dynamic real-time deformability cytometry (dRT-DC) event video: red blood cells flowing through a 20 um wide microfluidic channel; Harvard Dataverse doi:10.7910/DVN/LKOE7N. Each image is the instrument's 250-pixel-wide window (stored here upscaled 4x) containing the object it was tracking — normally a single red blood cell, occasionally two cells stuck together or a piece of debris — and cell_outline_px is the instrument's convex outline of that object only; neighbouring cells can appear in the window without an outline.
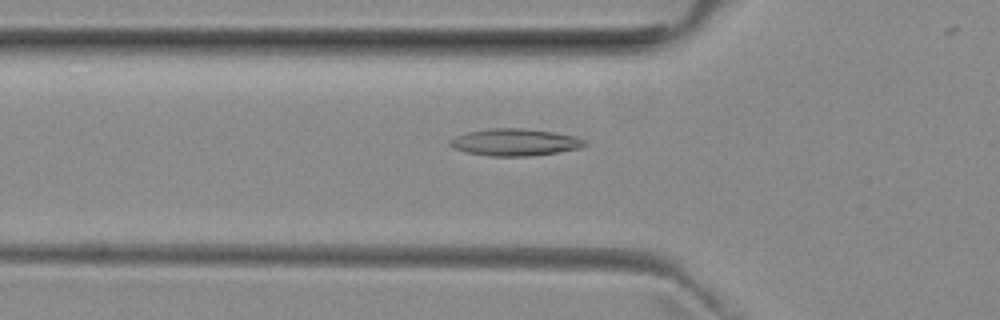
{"species": "common noctule bat (a hibernating species)", "species_latin": "Nyctalus noctula", "temperature_condition": "room temperature", "stored_images_in_passage": 30, "camera_frame_rate_fps": 3000, "um_per_image_px": 0.085, "animal": {"sex": "female", "body_mass_g": 29.2, "forearm_length_mm": 56.3}, "frame": {"image": 1, "passage_image": 2, "time_ms": 0.333, "image_size_px": [1000, 320], "cell_outline_px": [[588, 144], [580, 148], [556, 152], [528, 156], [488, 156], [468, 152], [456, 148], [448, 144], [448, 140], [456, 136], [468, 132], [488, 128], [520, 128], [556, 132], [576, 136], [584, 140]], "centroid_in_image_um": [43.78, 12.08], "position_along_channel_um": 82.0, "area_um2": 21.15}}
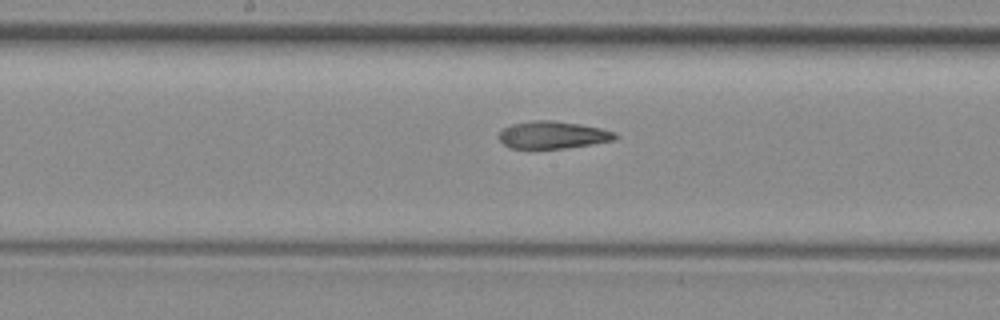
{"frame": {"image": 2, "passage_image": 11, "time_ms": 3.333, "image_size_px": [1000, 320], "cell_outline_px": [[620, 136], [612, 140], [592, 144], [564, 148], [508, 148], [496, 136], [504, 128], [512, 124], [532, 120], [552, 120], [580, 124], [600, 128], [616, 132]], "centroid_in_image_um": [46.97, 11.46], "position_along_channel_um": 201.2, "area_um2": 18.55}}
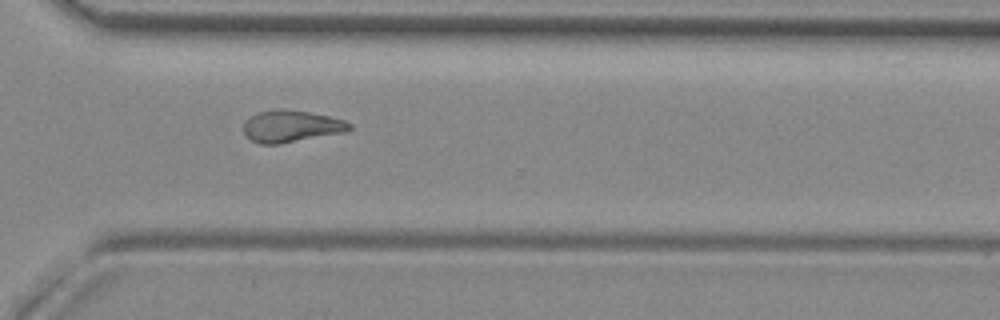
{"frame": {"image": 3, "passage_image": 22, "time_ms": 7.0, "image_size_px": [1000, 320], "cell_outline_px": [[352, 128], [344, 132], [280, 144], [260, 144], [252, 140], [244, 132], [244, 120], [248, 116], [256, 112], [280, 108], [308, 112], [328, 116], [344, 120], [352, 124]], "centroid_in_image_um": [24.72, 10.72], "position_along_channel_um": 345.9, "area_um2": 19.71}}